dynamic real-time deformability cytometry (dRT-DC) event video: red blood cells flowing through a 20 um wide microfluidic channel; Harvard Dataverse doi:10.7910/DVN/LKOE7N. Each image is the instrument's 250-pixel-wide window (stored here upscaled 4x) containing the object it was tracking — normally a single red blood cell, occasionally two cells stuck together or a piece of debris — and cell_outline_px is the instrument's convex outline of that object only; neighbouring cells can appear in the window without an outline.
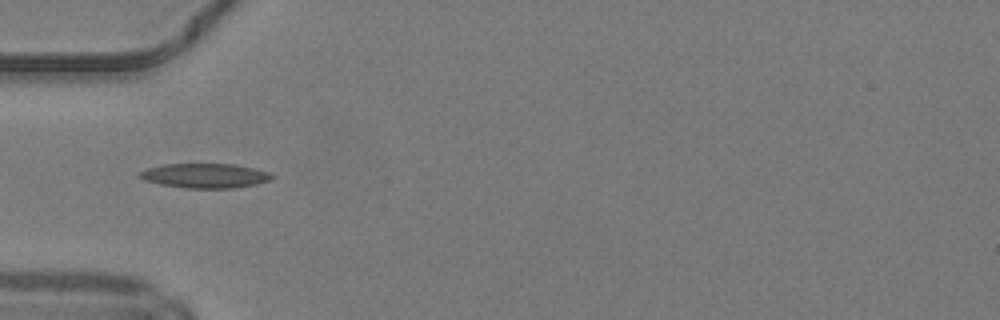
{"species": "common noctule bat (a hibernating species)", "species_latin": "Nyctalus noctula", "temperature_condition": "warm", "stored_images_in_passage": 34, "camera_frame_rate_fps": 3000, "um_per_image_px": 0.085, "animal": {"sex": "male", "body_mass_g": 19.2, "forearm_length_mm": 51.8}, "frame": {"image": 1, "passage_image": 1, "time_ms": 0.0, "image_size_px": [1000, 320], "cell_outline_px": [[276, 176], [268, 180], [256, 184], [232, 188], [188, 188], [160, 184], [144, 180], [136, 176], [140, 172], [148, 168], [164, 164], [236, 164], [256, 168], [268, 172]], "centroid_in_image_um": [17.43, 14.93], "position_along_channel_um": 67.6, "area_um2": 18.9}}
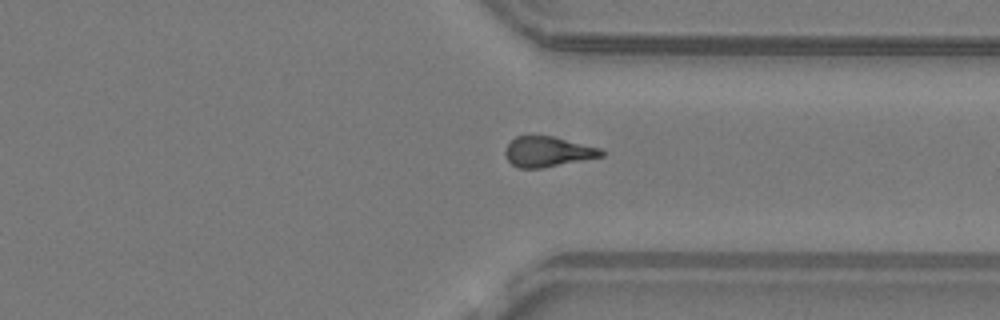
{"frame": {"image": 2, "passage_image": 22, "time_ms": 7.0, "image_size_px": [1000, 320], "cell_outline_px": [[604, 156], [540, 168], [520, 168], [512, 164], [508, 160], [504, 152], [508, 144], [516, 136], [552, 136], [600, 148], [604, 152]], "centroid_in_image_um": [46.55, 12.89], "position_along_channel_um": 364.8, "area_um2": 16.65}}
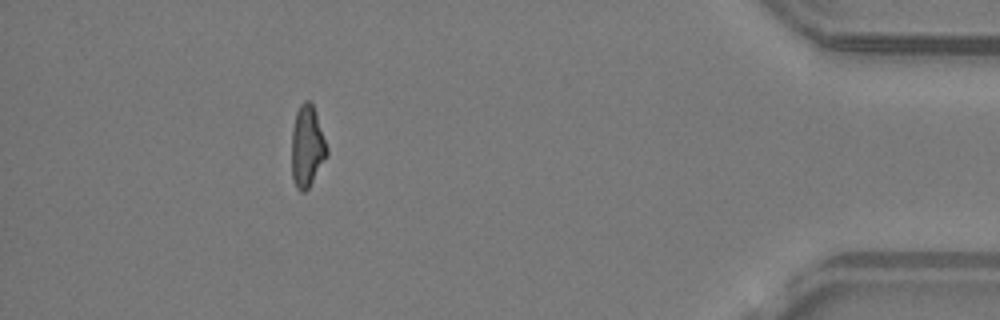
{"frame": {"image": 3, "passage_image": 29, "time_ms": 9.333, "image_size_px": [1000, 320], "cell_outline_px": [[328, 156], [308, 188], [304, 192], [300, 192], [296, 188], [292, 180], [292, 128], [296, 112], [300, 104], [304, 100], [308, 100], [312, 104], [316, 112], [328, 148]], "centroid_in_image_um": [26.11, 12.45], "position_along_channel_um": 409.1, "area_um2": 16.94}, "authors_computed_cell_mechanics": {"area_um2": 17.34, "velocity_mm_per_s": 4.2497, "shape_relaxation_time_tau1_ms": null, "shape_relaxation_time_tau2_ms": 4.1882, "deformation_change_tau1": null, "deformation_change_tau2": 0.1267}}